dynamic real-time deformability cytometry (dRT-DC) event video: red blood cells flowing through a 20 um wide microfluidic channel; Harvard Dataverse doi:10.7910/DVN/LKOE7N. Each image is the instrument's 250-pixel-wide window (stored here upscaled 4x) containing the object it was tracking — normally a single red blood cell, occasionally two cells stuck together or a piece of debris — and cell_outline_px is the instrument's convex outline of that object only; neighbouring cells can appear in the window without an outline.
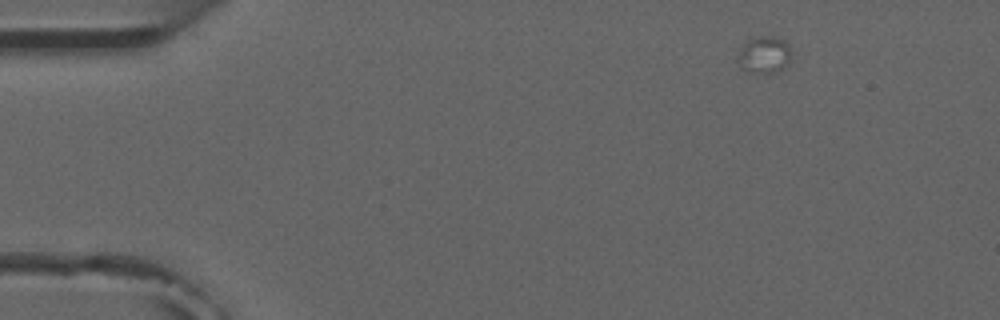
{"species": "common noctule bat (a hibernating species)", "species_latin": "Nyctalus noctula", "temperature_condition": "room temperature", "stored_images_in_passage": 4, "camera_frame_rate_fps": 3000, "um_per_image_px": 0.085, "animal": {"sex": "male", "forearm_length_mm": 52.5}, "frame": {"image": 1, "passage_image": 1, "time_ms": 0.0, "image_size_px": [1000, 320], "cell_outline_px": [[792, 56], [788, 64], [784, 68], [776, 72], [748, 72], [740, 68], [740, 48], [748, 40], [756, 36], [776, 36], [784, 40], [788, 44]], "centroid_in_image_um": [65.01, 4.64], "position_along_channel_um": 20.0, "area_um2": 11.5}}